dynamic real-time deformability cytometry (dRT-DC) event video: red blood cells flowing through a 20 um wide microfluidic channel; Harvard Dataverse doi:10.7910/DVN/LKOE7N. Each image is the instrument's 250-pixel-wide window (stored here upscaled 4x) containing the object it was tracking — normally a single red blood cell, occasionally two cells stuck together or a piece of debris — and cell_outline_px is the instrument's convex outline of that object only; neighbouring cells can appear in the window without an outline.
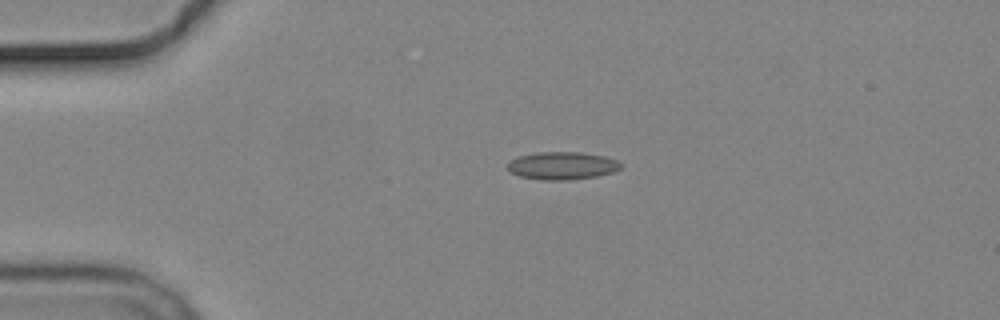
{"species": "common noctule bat (a hibernating species)", "species_latin": "Nyctalus noctula", "temperature_condition": "cold", "stored_images_in_passage": 2, "camera_frame_rate_fps": 3000, "um_per_image_px": 0.085, "animal": {"sex": "male", "body_mass_g": 19.2, "forearm_length_mm": 51.8}, "frame": {"image": 1, "passage_image": 1, "time_ms": 0.0, "image_size_px": [1000, 320], "cell_outline_px": [[624, 164], [620, 168], [612, 172], [596, 176], [564, 180], [540, 180], [520, 176], [508, 172], [508, 160], [516, 156], [536, 152], [580, 152], [604, 156], [616, 160]], "centroid_in_image_um": [47.73, 14.07], "position_along_channel_um": 37.3, "area_um2": 18.44}}